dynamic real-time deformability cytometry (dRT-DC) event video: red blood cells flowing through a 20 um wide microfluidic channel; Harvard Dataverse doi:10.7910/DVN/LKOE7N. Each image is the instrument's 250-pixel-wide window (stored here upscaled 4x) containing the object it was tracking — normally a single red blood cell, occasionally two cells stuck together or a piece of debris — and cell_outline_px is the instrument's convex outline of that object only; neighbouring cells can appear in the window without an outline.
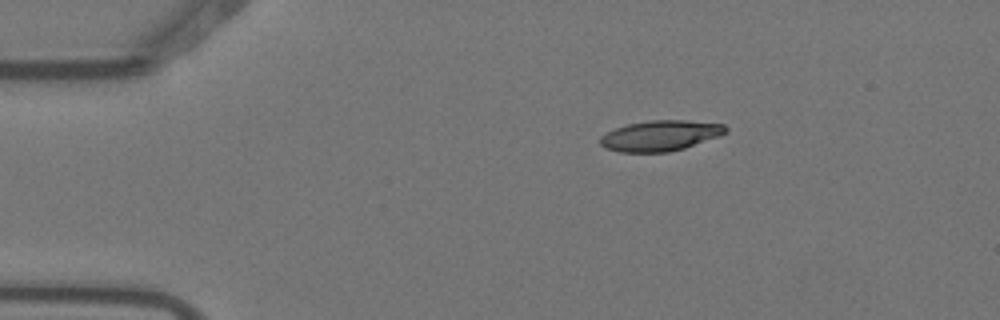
{"species": "Egyptian fruit bat (a non-hibernating species)", "species_latin": "Rousettus aegyptiacus", "temperature_condition": "warm", "stored_images_in_passage": 5, "camera_frame_rate_fps": 3000, "um_per_image_px": 0.085, "animal": {"sex": "female"}, "frame": {"image": 1, "passage_image": 1, "time_ms": 0.0, "image_size_px": [1000, 320], "cell_outline_px": [[728, 132], [720, 136], [684, 148], [668, 152], [620, 152], [604, 148], [600, 144], [600, 136], [616, 128], [628, 124], [648, 120], [684, 120], [724, 124], [728, 128]], "centroid_in_image_um": [56.14, 11.53], "position_along_channel_um": 28.9, "area_um2": 22.37}}
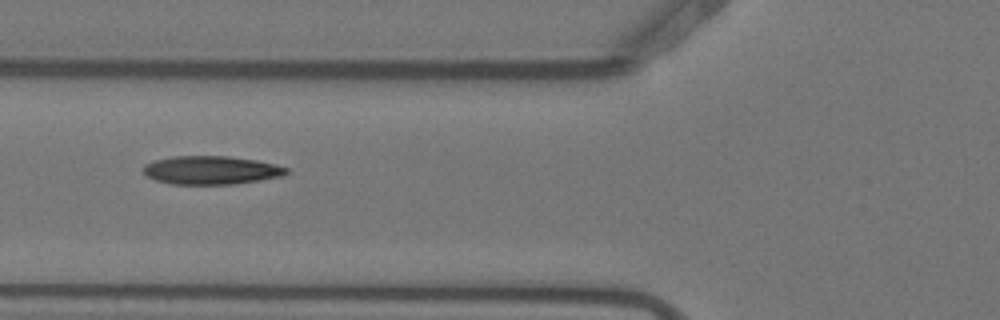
{"frame": {"image": 2, "passage_image": 4, "time_ms": 1.0, "image_size_px": [1000, 320], "cell_outline_px": [[288, 172], [284, 176], [260, 180], [232, 184], [172, 184], [156, 180], [148, 176], [144, 172], [144, 164], [156, 160], [172, 156], [228, 156], [256, 160], [276, 164], [288, 168]], "centroid_in_image_um": [17.98, 14.46], "position_along_channel_um": 107.8, "area_um2": 23.64}}
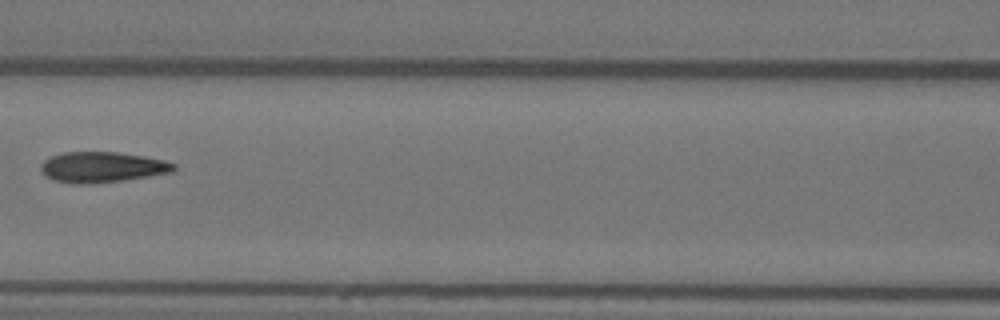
{"frame": {"image": 3, "passage_image": 5, "time_ms": 1.333, "image_size_px": [1000, 320], "cell_outline_px": [[176, 168], [172, 172], [124, 180], [84, 184], [72, 184], [52, 180], [44, 176], [40, 172], [40, 164], [44, 160], [52, 156], [64, 152], [116, 152], [144, 156], [164, 160], [176, 164]], "centroid_in_image_um": [8.64, 14.21], "position_along_channel_um": 158.0, "area_um2": 23.81}}